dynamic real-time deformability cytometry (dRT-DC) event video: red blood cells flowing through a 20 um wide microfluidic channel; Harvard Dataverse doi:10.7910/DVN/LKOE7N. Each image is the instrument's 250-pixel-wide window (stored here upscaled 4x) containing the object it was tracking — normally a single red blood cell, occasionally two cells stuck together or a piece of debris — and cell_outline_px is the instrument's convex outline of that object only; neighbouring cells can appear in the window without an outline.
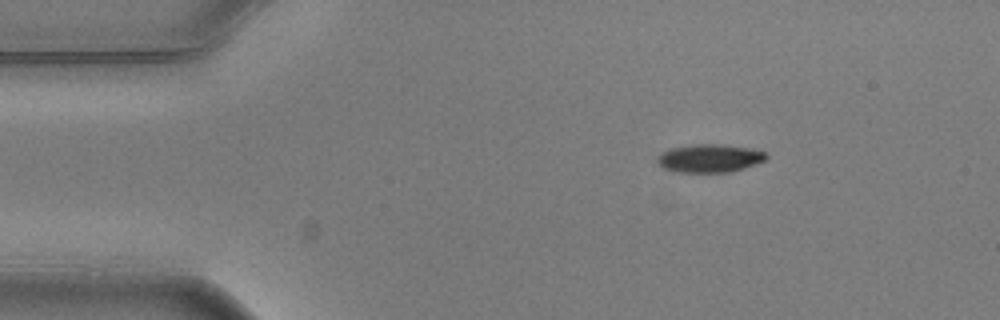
{"species": "common noctule bat (a hibernating species)", "species_latin": "Nyctalus noctula", "temperature_condition": "warm", "stored_images_in_passage": 2, "camera_frame_rate_fps": 3000, "um_per_image_px": 0.085, "animal": {"sex": "male", "body_mass_g": 20.5, "forearm_length_mm": 52.5}, "frame": {"image": 1, "passage_image": 1, "time_ms": 0.0, "image_size_px": [1000, 320], "cell_outline_px": [[768, 156], [764, 160], [744, 168], [732, 172], [672, 172], [656, 164], [656, 156], [660, 152], [672, 148], [692, 144], [720, 144], [748, 148], [764, 152]], "centroid_in_image_um": [60.23, 13.46], "position_along_channel_um": 24.8, "area_um2": 17.98}}